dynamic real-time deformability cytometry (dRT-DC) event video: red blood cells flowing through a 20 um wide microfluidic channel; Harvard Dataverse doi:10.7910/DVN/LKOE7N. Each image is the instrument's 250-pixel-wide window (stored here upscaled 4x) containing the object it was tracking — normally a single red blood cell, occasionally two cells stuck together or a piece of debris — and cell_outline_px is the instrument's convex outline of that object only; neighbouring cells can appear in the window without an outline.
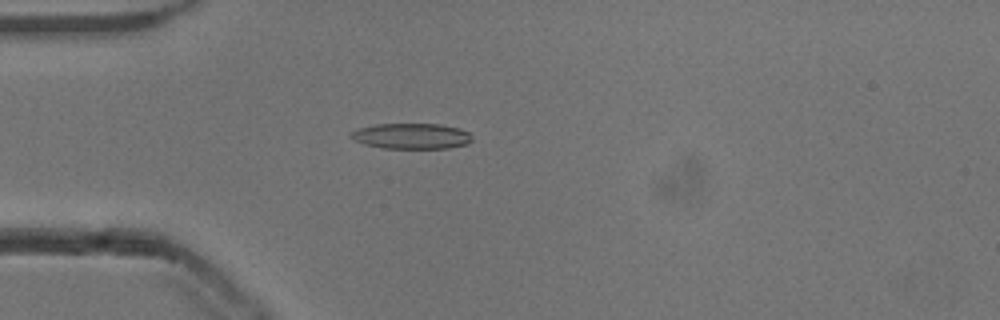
{"species": "common noctule bat (a hibernating species)", "species_latin": "Nyctalus noctula", "temperature_condition": "cold", "stored_images_in_passage": 45, "camera_frame_rate_fps": 3000, "um_per_image_px": 0.085, "animal": {"sex": "male", "body_mass_g": 13.3}, "frame": {"image": 1, "passage_image": 7, "time_ms": 2.0, "image_size_px": [1000, 320], "cell_outline_px": [[472, 140], [468, 144], [448, 148], [384, 148], [364, 144], [356, 140], [352, 136], [352, 132], [360, 128], [376, 124], [440, 124], [460, 128], [468, 132], [472, 136]], "centroid_in_image_um": [35.05, 11.56], "position_along_channel_um": 50.0, "area_um2": 17.92}}
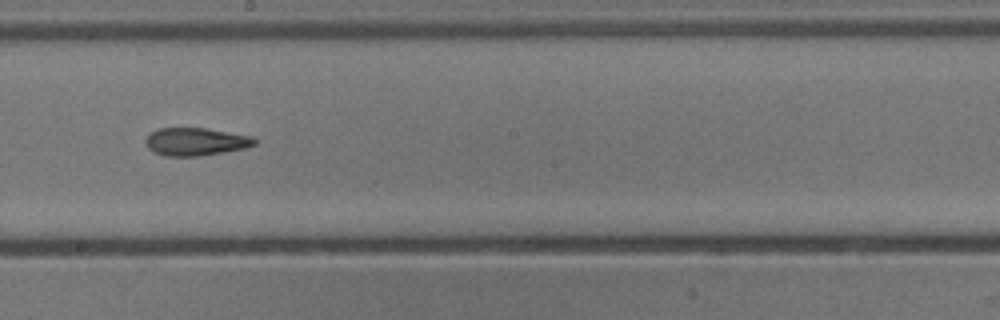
{"frame": {"image": 2, "passage_image": 22, "time_ms": 7.0, "image_size_px": [1000, 320], "cell_outline_px": [[256, 144], [244, 148], [224, 152], [200, 156], [164, 156], [152, 152], [148, 148], [144, 140], [156, 128], [208, 128], [252, 136], [256, 140]], "centroid_in_image_um": [16.62, 12.04], "position_along_channel_um": 231.6, "area_um2": 17.8}}
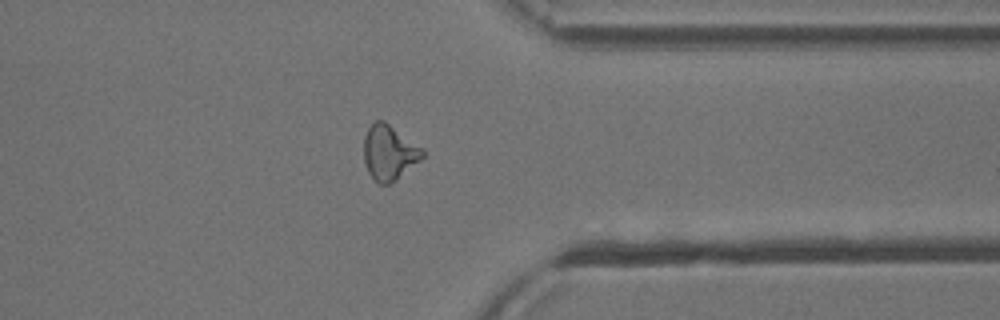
{"frame": {"image": 3, "passage_image": 34, "time_ms": 11.0, "image_size_px": [1000, 320], "cell_outline_px": [[424, 156], [420, 160], [388, 184], [380, 184], [368, 172], [364, 164], [364, 136], [368, 128], [376, 120], [384, 120], [424, 148]], "centroid_in_image_um": [33.07, 12.92], "position_along_channel_um": 378.3, "area_um2": 18.61}, "authors_computed_cell_mechanics": {"area_um2": 18.0914, "velocity_mm_per_s": 3.8508, "shape_relaxation_time_tau1_ms": 8.6592, "shape_relaxation_time_tau2_ms": 3.3332, "deformation_change_tau1": 0.2087, "deformation_change_tau2": 0.1314}}